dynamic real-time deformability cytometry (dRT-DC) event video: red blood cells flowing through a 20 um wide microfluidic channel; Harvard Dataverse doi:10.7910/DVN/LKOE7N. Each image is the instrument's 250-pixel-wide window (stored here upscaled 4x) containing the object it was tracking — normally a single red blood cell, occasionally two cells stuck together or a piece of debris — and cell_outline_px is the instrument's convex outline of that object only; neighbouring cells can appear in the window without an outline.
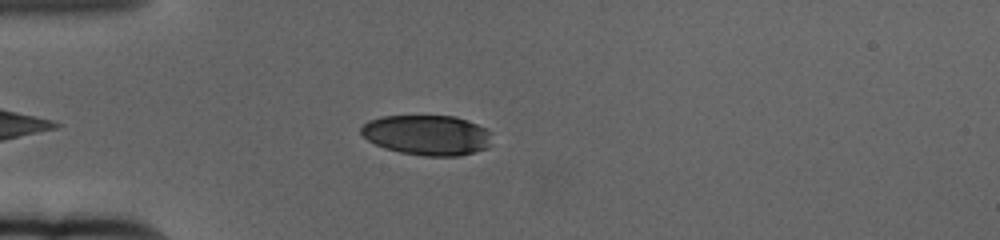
{"species": "human", "species_latin": "Homo sapiens", "temperature_condition": "cold", "stored_images_in_passage": 49, "camera_frame_rate_fps": 3000, "um_per_image_px": 0.085, "donor": {"sex": "female"}, "frame": {"image": 1, "passage_image": 10, "time_ms": 3.0, "image_size_px": [1000, 240], "cell_outline_px": [[488, 148], [460, 156], [424, 156], [400, 152], [384, 148], [368, 140], [360, 132], [360, 128], [368, 120], [380, 116], [456, 116], [468, 120], [484, 128], [488, 132]], "centroid_in_image_um": [36.26, 11.48], "position_along_channel_um": 48.7, "area_um2": 30.46}}
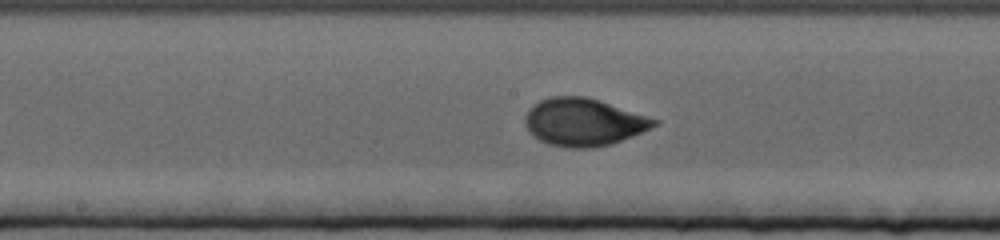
{"frame": {"image": 2, "passage_image": 25, "time_ms": 8.0, "image_size_px": [1000, 240], "cell_outline_px": [[660, 124], [632, 136], [612, 144], [592, 148], [568, 148], [548, 144], [532, 136], [528, 132], [524, 120], [524, 116], [528, 108], [540, 100], [548, 96], [584, 96], [600, 100], [660, 120]], "centroid_in_image_um": [49.59, 10.38], "position_along_channel_um": 198.6, "area_um2": 36.18}}
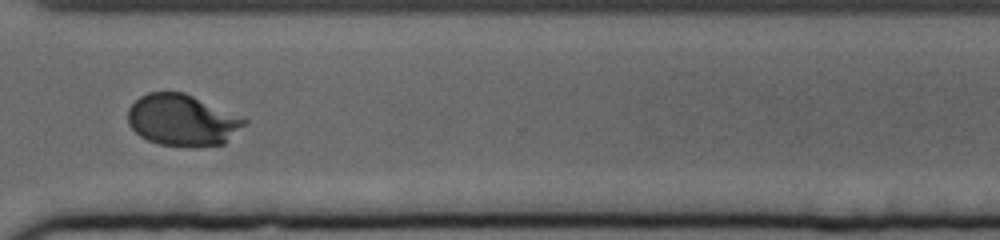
{"frame": {"image": 3, "passage_image": 39, "time_ms": 12.667, "image_size_px": [1000, 240], "cell_outline_px": [[248, 120], [224, 144], [192, 148], [160, 144], [148, 140], [140, 136], [128, 124], [128, 108], [140, 96], [148, 92], [184, 92]], "centroid_in_image_um": [15.46, 10.23], "position_along_channel_um": 355.1, "area_um2": 34.74}, "authors_computed_cell_mechanics": {"area_um2": 33.8708, "velocity_mm_per_s": 3.3528, "shape_relaxation_time_tau1_ms": 3.2847, "shape_relaxation_time_tau2_ms": null, "deformation_change_tau1": 0.1611, "deformation_change_tau2": null}}